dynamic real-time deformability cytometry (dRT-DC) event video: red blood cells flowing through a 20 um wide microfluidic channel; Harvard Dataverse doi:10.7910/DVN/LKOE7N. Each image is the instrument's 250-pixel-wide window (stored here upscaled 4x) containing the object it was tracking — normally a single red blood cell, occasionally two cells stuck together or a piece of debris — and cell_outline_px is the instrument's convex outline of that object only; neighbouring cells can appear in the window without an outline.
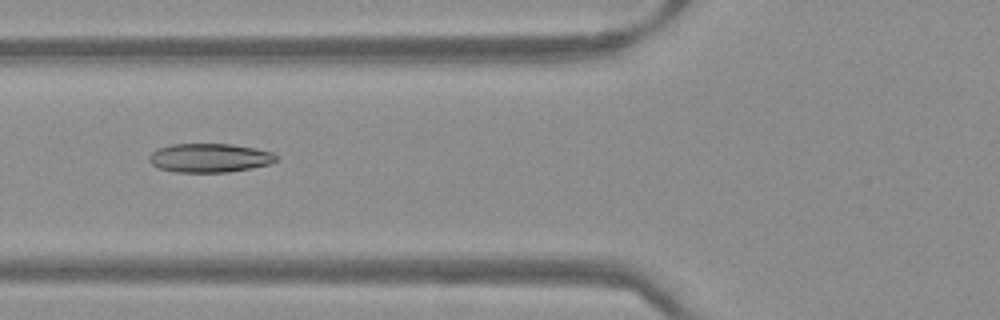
{"species": "Egyptian fruit bat (a non-hibernating species)", "species_latin": "Rousettus aegyptiacus", "temperature_condition": "warm", "stored_images_in_passage": 43, "camera_frame_rate_fps": 3000, "um_per_image_px": 0.085, "frame": {"image": 1, "passage_image": 12, "time_ms": 3.667, "image_size_px": [1000, 320], "cell_outline_px": [[280, 160], [268, 164], [252, 168], [228, 172], [176, 172], [160, 168], [152, 164], [148, 160], [148, 156], [156, 148], [172, 144], [232, 144], [256, 148], [272, 152], [280, 156]], "centroid_in_image_um": [17.85, 13.41], "position_along_channel_um": 108.0, "area_um2": 21.62}}
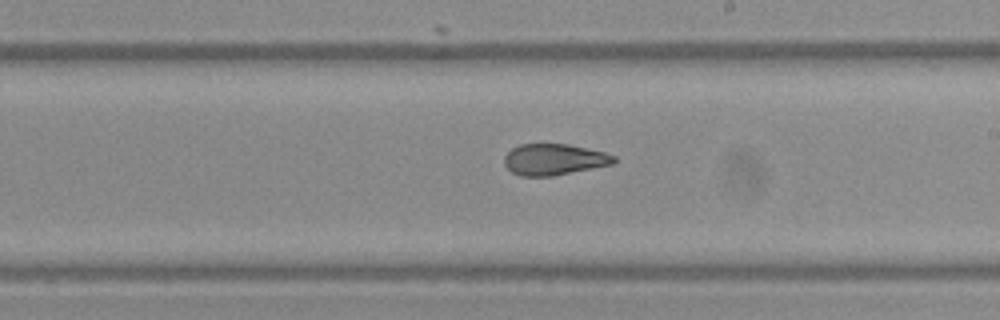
{"frame": {"image": 2, "passage_image": 22, "time_ms": 7.0, "image_size_px": [1000, 320], "cell_outline_px": [[616, 160], [612, 164], [552, 176], [520, 176], [512, 172], [504, 164], [504, 156], [512, 148], [520, 144], [568, 144], [604, 152], [616, 156]], "centroid_in_image_um": [47.07, 13.55], "position_along_channel_um": 241.9, "area_um2": 19.83}}
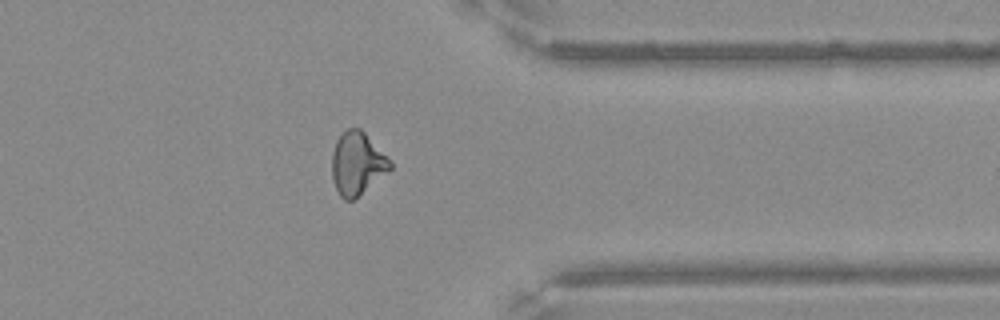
{"frame": {"image": 3, "passage_image": 33, "time_ms": 10.667, "image_size_px": [1000, 320], "cell_outline_px": [[392, 168], [388, 172], [352, 200], [344, 200], [340, 196], [332, 180], [332, 152], [336, 140], [348, 128], [360, 128], [392, 160]], "centroid_in_image_um": [30.37, 13.89], "position_along_channel_um": 381.0, "area_um2": 21.21}}